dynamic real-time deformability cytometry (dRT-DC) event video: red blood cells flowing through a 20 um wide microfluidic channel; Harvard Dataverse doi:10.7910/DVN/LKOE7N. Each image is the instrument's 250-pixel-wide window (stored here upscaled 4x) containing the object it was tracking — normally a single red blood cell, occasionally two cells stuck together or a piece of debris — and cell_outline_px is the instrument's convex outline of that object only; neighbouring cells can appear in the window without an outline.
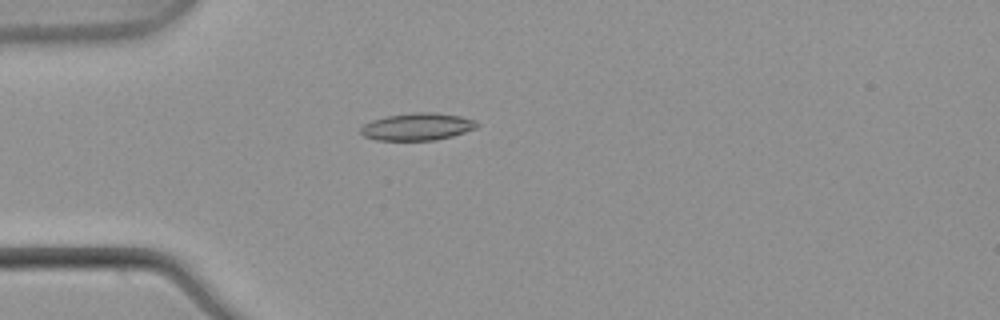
{"species": "common noctule bat (a hibernating species)", "species_latin": "Nyctalus noctula", "temperature_condition": "warm", "stored_images_in_passage": 2, "camera_frame_rate_fps": 3000, "um_per_image_px": 0.085, "animal": {"sex": "male", "body_mass_g": 21.5, "forearm_length_mm": 52.0}, "frame": {"image": 1, "passage_image": 2, "time_ms": 0.333, "image_size_px": [1000, 320], "cell_outline_px": [[480, 124], [476, 128], [452, 136], [436, 140], [376, 140], [364, 136], [360, 132], [360, 128], [364, 124], [372, 120], [388, 116], [412, 112], [432, 112], [460, 116], [476, 120]], "centroid_in_image_um": [35.48, 10.76], "position_along_channel_um": 49.5, "area_um2": 18.5}}